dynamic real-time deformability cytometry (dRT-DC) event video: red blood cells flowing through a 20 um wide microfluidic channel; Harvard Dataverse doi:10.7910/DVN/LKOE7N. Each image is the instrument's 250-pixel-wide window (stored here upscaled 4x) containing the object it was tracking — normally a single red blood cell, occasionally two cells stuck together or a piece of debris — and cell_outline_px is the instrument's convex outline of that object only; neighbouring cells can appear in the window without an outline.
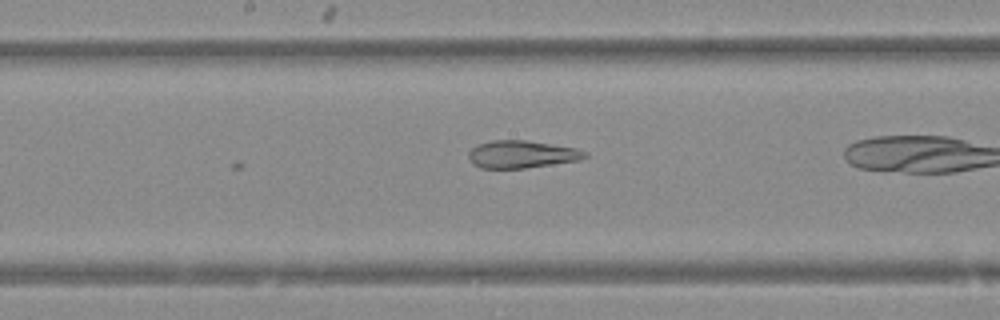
{"species": "Egyptian fruit bat (a non-hibernating species)", "species_latin": "Rousettus aegyptiacus", "temperature_condition": "warm", "stored_images_in_passage": 19, "camera_frame_rate_fps": 3000, "um_per_image_px": 0.085, "animal": {"sex": "female"}, "frame": {"image": 1, "passage_image": 19, "time_ms": 6.0, "image_size_px": [1000, 320], "cell_outline_px": [[588, 156], [580, 160], [524, 168], [480, 168], [472, 164], [468, 156], [468, 152], [472, 148], [480, 144], [492, 140], [524, 140], [576, 148], [588, 152]], "centroid_in_image_um": [44.34, 13.12], "position_along_channel_um": 203.9, "area_um2": 18.55}}